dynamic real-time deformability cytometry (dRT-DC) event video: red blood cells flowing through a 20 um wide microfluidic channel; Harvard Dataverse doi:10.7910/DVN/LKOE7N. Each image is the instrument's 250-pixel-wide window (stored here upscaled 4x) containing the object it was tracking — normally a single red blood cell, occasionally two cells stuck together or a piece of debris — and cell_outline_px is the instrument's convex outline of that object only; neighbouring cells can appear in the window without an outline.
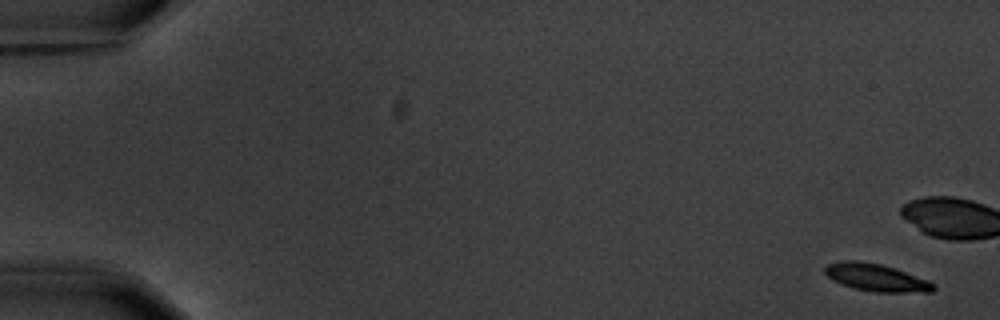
{"species": "common noctule bat (a hibernating species)", "species_latin": "Nyctalus noctula", "temperature_condition": "warm", "stored_images_in_passage": 7, "camera_frame_rate_fps": 3000, "um_per_image_px": 0.085, "animal": {"sex": "male", "body_mass_g": 20.1, "forearm_length_mm": 53.5}, "frame": {"image": 1, "passage_image": 1, "time_ms": 0.0, "image_size_px": [1000, 320], "cell_outline_px": [[936, 288], [932, 292], [876, 292], [856, 288], [840, 284], [832, 280], [824, 272], [824, 268], [828, 264], [844, 260], [860, 260], [880, 264], [928, 280], [936, 284]], "centroid_in_image_um": [74.47, 23.59], "position_along_channel_um": 10.5, "area_um2": 17.22}}